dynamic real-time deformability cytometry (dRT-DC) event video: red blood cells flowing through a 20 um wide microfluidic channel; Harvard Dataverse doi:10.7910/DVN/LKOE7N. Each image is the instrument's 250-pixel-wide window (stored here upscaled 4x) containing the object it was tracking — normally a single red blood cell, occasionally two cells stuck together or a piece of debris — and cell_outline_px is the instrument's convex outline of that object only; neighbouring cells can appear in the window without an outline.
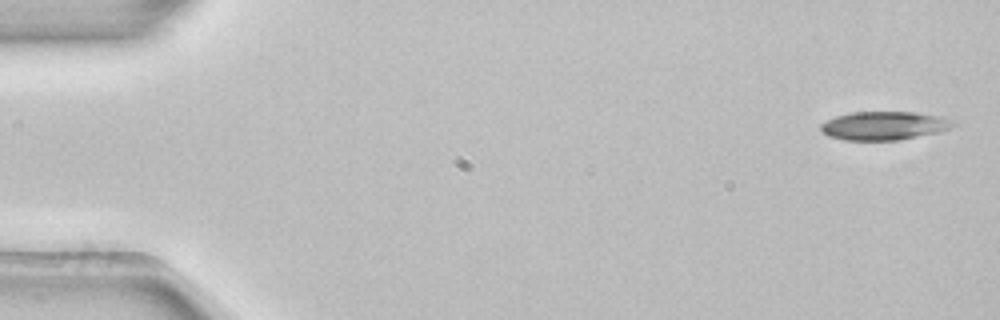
{"species": "common noctule bat (a hibernating species)", "species_latin": "Nyctalus noctula", "temperature_condition": "room temperature", "stored_images_in_passage": 6, "camera_frame_rate_fps": 3000, "um_per_image_px": 0.085, "animal": {"sex": "female", "body_mass_g": 22.7, "forearm_length_mm": 54.2}, "frame": {"image": 1, "passage_image": 1, "time_ms": 0.0, "image_size_px": [1000, 320], "cell_outline_px": [[960, 124], [940, 132], [900, 140], [844, 140], [828, 136], [820, 132], [820, 124], [836, 116], [852, 112], [916, 112], [940, 116]], "centroid_in_image_um": [75.16, 10.69], "position_along_channel_um": 9.8, "area_um2": 22.2}}
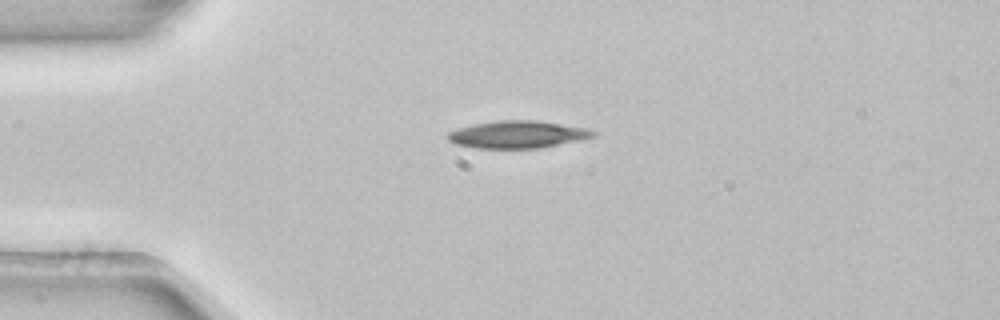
{"frame": {"image": 2, "passage_image": 4, "time_ms": 1.0, "image_size_px": [1000, 320], "cell_outline_px": [[596, 136], [580, 140], [540, 148], [476, 148], [456, 144], [448, 140], [448, 132], [472, 124], [500, 120], [536, 120], [588, 128], [596, 132]], "centroid_in_image_um": [44.02, 11.43], "position_along_channel_um": 41.0, "area_um2": 23.12}}